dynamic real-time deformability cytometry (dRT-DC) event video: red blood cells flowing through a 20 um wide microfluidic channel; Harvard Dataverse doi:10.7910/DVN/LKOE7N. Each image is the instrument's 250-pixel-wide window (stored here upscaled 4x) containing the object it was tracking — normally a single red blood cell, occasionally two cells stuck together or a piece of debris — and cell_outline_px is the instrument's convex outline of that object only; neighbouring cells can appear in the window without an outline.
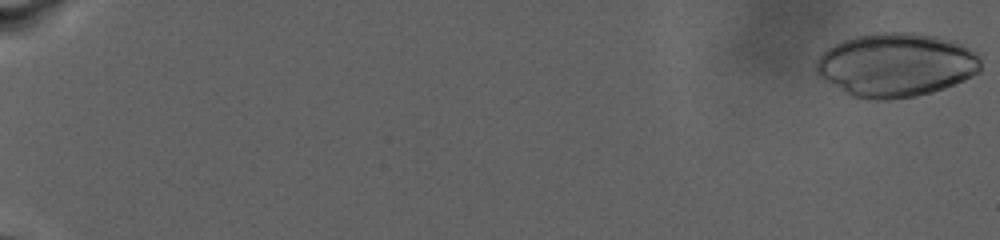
{"species": "human", "species_latin": "Homo sapiens", "temperature_condition": "warm", "stored_images_in_passage": 62, "camera_frame_rate_fps": 3000, "um_per_image_px": 0.085, "donor": {"sex": "male"}, "frame": {"image": 1, "passage_image": 1, "time_ms": 0.0, "image_size_px": [1000, 240], "cell_outline_px": [[980, 72], [964, 80], [944, 88], [932, 92], [916, 96], [888, 100], [876, 100], [852, 96], [844, 92], [824, 80], [816, 72], [816, 60], [828, 48], [844, 40], [856, 36], [880, 32], [912, 32], [936, 36], [956, 40], [980, 52]], "centroid_in_image_um": [76.22, 5.51], "position_along_channel_um": 8.8, "area_um2": 61.61}}
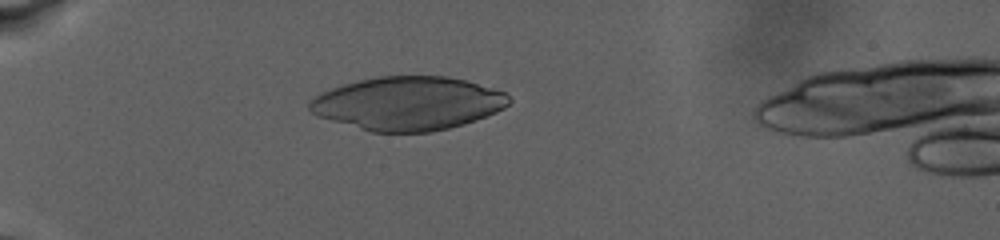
{"frame": {"image": 2, "passage_image": 45, "time_ms": 9.667, "image_size_px": [1000, 240], "cell_outline_px": [[512, 100], [504, 108], [496, 112], [476, 120], [464, 124], [432, 132], [372, 132], [316, 116], [308, 108], [308, 104], [320, 92], [344, 84], [360, 80], [380, 76], [448, 76], [464, 80], [508, 92]], "centroid_in_image_um": [34.7, 8.79], "position_along_channel_um": 50.3, "area_um2": 62.19}}